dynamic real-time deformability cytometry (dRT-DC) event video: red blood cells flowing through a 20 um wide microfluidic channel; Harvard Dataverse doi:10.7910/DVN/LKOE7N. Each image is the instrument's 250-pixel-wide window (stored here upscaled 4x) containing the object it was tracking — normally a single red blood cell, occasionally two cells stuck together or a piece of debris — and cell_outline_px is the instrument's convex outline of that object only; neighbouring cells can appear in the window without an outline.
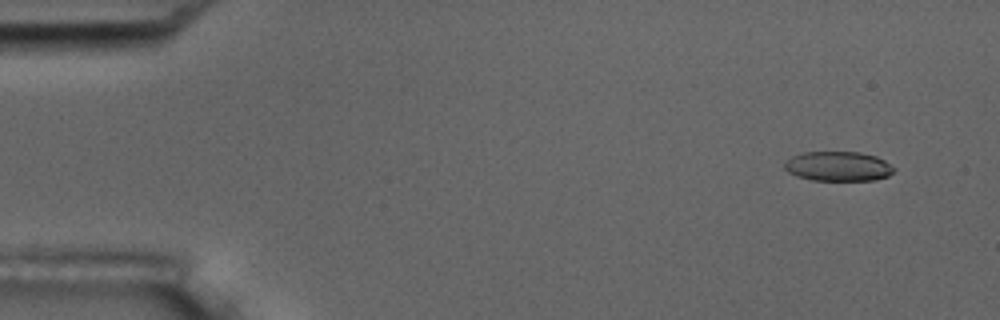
{"species": "common noctule bat (a hibernating species)", "species_latin": "Nyctalus noctula", "temperature_condition": "room temperature", "stored_images_in_passage": 6, "camera_frame_rate_fps": 3000, "um_per_image_px": 0.085, "animal": {"sex": "male", "body_mass_g": 17.5, "forearm_length_mm": 52.3}, "frame": {"image": 1, "passage_image": 1, "time_ms": 0.0, "image_size_px": [1000, 320], "cell_outline_px": [[896, 168], [888, 176], [876, 180], [812, 180], [796, 176], [788, 172], [784, 168], [784, 164], [792, 156], [804, 152], [860, 152], [876, 156], [884, 160]], "centroid_in_image_um": [71.25, 14.13], "position_along_channel_um": 13.7, "area_um2": 18.9}}
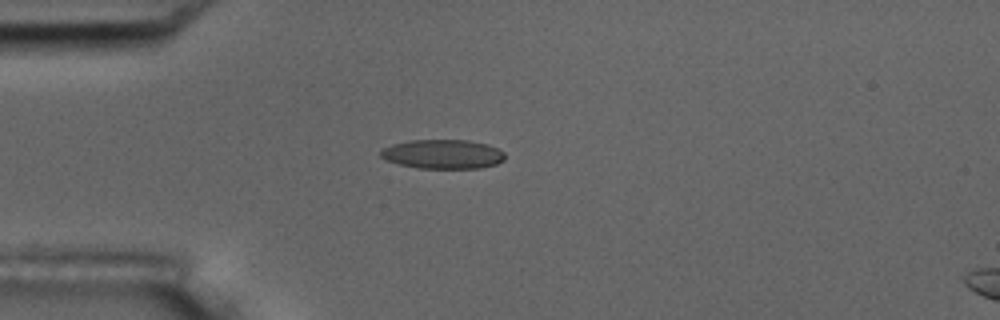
{"frame": {"image": 2, "passage_image": 4, "time_ms": 3.667, "image_size_px": [1000, 320], "cell_outline_px": [[504, 160], [496, 164], [480, 168], [420, 168], [400, 164], [388, 160], [380, 156], [380, 152], [384, 148], [392, 144], [408, 140], [468, 140], [488, 144], [504, 152]], "centroid_in_image_um": [37.66, 13.09], "position_along_channel_um": 47.3, "area_um2": 21.04}}